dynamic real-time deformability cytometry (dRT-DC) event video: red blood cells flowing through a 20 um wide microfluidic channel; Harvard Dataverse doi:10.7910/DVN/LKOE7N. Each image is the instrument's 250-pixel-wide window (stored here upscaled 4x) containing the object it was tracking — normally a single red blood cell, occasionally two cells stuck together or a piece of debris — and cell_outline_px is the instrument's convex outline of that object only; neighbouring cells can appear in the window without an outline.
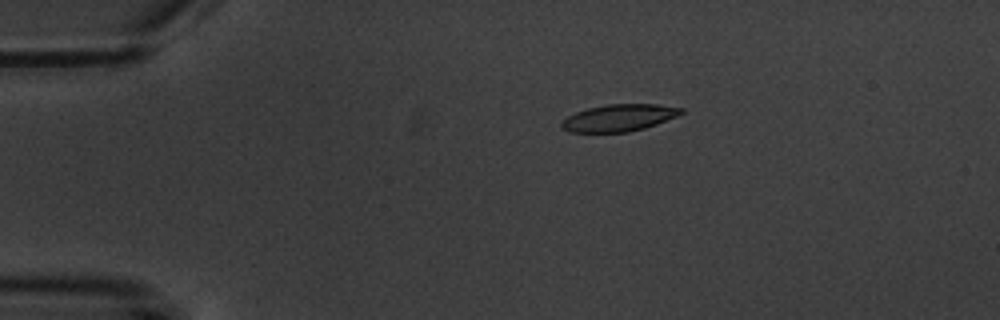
{"species": "common noctule bat (a hibernating species)", "species_latin": "Nyctalus noctula", "temperature_condition": "warm", "stored_images_in_passage": 6, "camera_frame_rate_fps": 3000, "um_per_image_px": 0.085, "animal": {"sex": "male", "body_mass_g": 20.1, "forearm_length_mm": 53.5}, "frame": {"image": 1, "passage_image": 1, "time_ms": 0.0, "image_size_px": [1000, 320], "cell_outline_px": [[684, 112], [676, 116], [656, 124], [644, 128], [628, 132], [568, 132], [560, 128], [560, 120], [576, 112], [588, 108], [608, 104], [656, 104], [684, 108]], "centroid_in_image_um": [52.57, 10.01], "position_along_channel_um": 32.4, "area_um2": 18.84}}
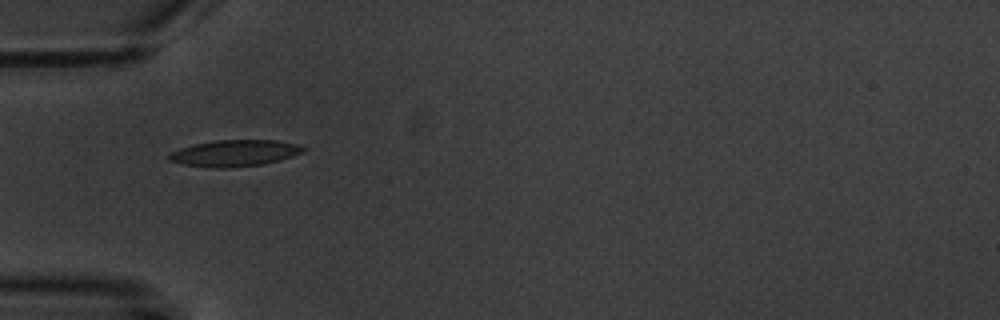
{"frame": {"image": 2, "passage_image": 3, "time_ms": 2.333, "image_size_px": [1000, 320], "cell_outline_px": [[308, 148], [304, 152], [280, 160], [264, 164], [228, 168], [208, 168], [184, 164], [168, 160], [168, 152], [192, 144], [216, 140], [276, 140], [296, 144]], "centroid_in_image_um": [19.93, 13.02], "position_along_channel_um": 65.1, "area_um2": 20.92}}